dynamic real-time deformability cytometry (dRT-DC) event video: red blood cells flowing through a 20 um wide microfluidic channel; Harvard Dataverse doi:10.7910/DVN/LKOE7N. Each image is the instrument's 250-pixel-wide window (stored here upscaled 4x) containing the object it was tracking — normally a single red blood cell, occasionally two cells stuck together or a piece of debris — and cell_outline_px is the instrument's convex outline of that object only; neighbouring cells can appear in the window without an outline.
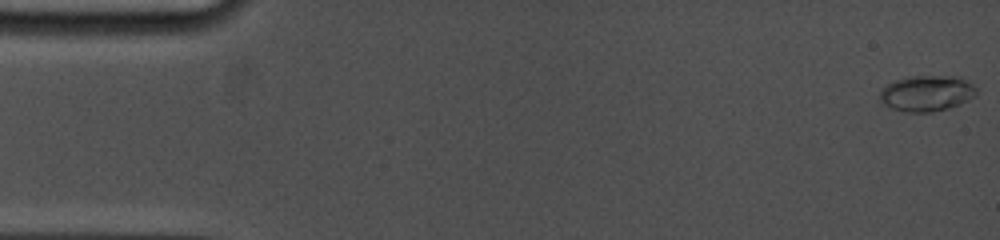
{"species": "common noctule bat (a hibernating species)", "species_latin": "Nyctalus noctula", "temperature_condition": "cold", "stored_images_in_passage": 72, "camera_frame_rate_fps": 5000, "um_per_image_px": 0.085, "animal": {"sex": "female", "body_mass_g": 19.0, "forearm_length_mm": 53.3}, "frame": {"image": 1, "passage_image": 1, "time_ms": 0.0, "image_size_px": [1000, 240], "cell_outline_px": [[976, 96], [968, 100], [948, 108], [932, 112], [904, 112], [892, 108], [884, 104], [880, 100], [880, 88], [896, 80], [908, 76], [960, 76], [968, 80], [976, 88]], "centroid_in_image_um": [78.78, 7.92], "position_along_channel_um": 6.2, "area_um2": 20.29}}
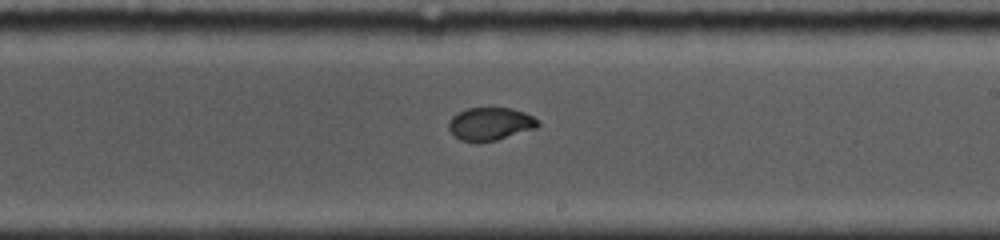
{"frame": {"image": 2, "passage_image": 43, "time_ms": 10.0, "image_size_px": [1000, 240], "cell_outline_px": [[540, 124], [536, 128], [496, 140], [476, 144], [460, 140], [448, 128], [448, 120], [452, 116], [468, 108], [512, 108], [524, 112], [540, 120]], "centroid_in_image_um": [41.67, 10.54], "position_along_channel_um": 247.3, "area_um2": 17.28}}
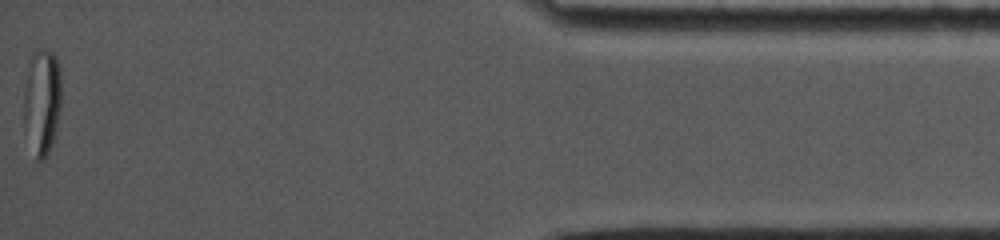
{"frame": {"image": 3, "passage_image": 72, "time_ms": 16.6, "image_size_px": [1000, 240], "cell_outline_px": [[60, 108], [56, 128], [48, 152], [44, 160], [36, 160], [24, 120], [24, 88], [32, 52], [40, 48], [48, 48], [56, 56], [60, 68]], "centroid_in_image_um": [3.58, 8.54], "position_along_channel_um": 431.6, "area_um2": 22.89}}